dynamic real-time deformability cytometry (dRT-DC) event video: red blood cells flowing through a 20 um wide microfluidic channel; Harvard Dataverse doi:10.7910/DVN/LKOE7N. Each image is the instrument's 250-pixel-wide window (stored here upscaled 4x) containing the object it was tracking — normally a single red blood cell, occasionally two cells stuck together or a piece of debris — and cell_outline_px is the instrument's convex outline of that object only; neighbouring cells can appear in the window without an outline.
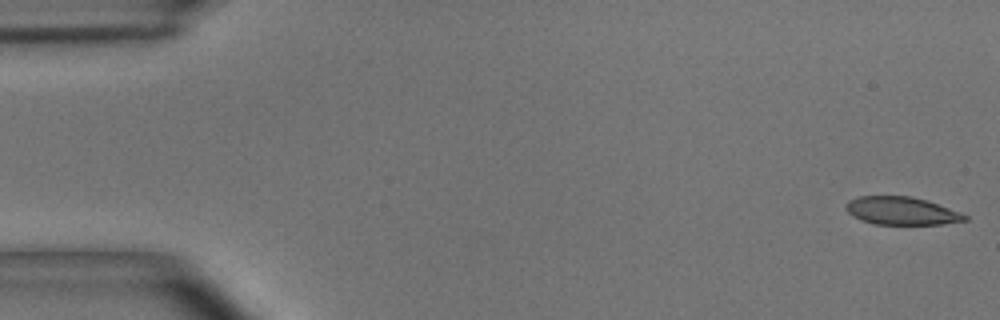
{"species": "common noctule bat (a hibernating species)", "species_latin": "Nyctalus noctula", "temperature_condition": "room temperature", "stored_images_in_passage": 24, "camera_frame_rate_fps": 3000, "um_per_image_px": 0.085, "animal": {"sex": "male", "body_mass_g": 15.6}, "frame": {"image": 1, "passage_image": 1, "time_ms": 0.0, "image_size_px": [1000, 320], "cell_outline_px": [[968, 220], [940, 224], [876, 224], [860, 220], [848, 212], [844, 208], [844, 204], [848, 200], [860, 196], [912, 196], [960, 212], [968, 216]], "centroid_in_image_um": [76.58, 17.92], "position_along_channel_um": 8.4, "area_um2": 19.19}}
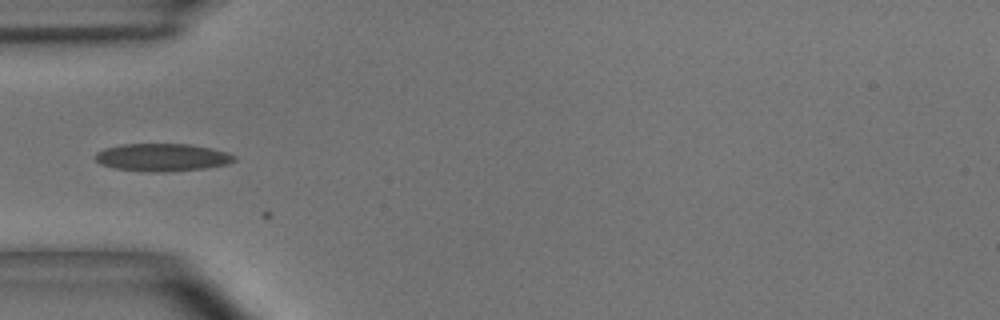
{"frame": {"image": 2, "passage_image": 17, "time_ms": 5.333, "image_size_px": [1000, 320], "cell_outline_px": [[236, 160], [228, 164], [208, 168], [164, 172], [152, 172], [112, 168], [100, 164], [96, 160], [96, 152], [104, 148], [124, 144], [188, 144], [212, 148], [236, 156]], "centroid_in_image_um": [13.79, 13.38], "position_along_channel_um": 71.2, "area_um2": 22.48}}